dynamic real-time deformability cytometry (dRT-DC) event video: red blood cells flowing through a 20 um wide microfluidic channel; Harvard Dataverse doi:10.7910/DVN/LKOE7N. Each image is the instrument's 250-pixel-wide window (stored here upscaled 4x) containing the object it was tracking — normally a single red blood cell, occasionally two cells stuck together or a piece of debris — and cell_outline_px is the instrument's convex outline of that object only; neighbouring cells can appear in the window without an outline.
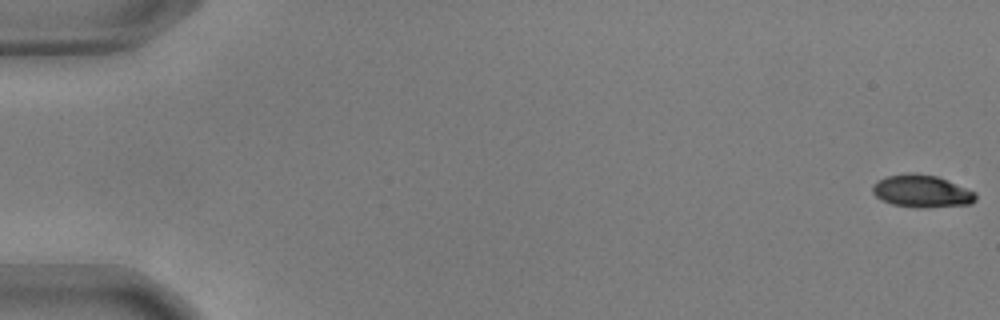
{"species": "common noctule bat (a hibernating species)", "species_latin": "Nyctalus noctula", "temperature_condition": "warm", "stored_images_in_passage": 16, "camera_frame_rate_fps": 3000, "um_per_image_px": 0.085, "animal": {"sex": "male", "body_mass_g": 17.9, "forearm_length_mm": 54.2}, "frame": {"image": 1, "passage_image": 1, "time_ms": 0.0, "image_size_px": [1000, 320], "cell_outline_px": [[976, 200], [972, 204], [924, 208], [916, 208], [892, 204], [876, 196], [872, 192], [872, 184], [888, 176], [908, 172], [912, 172], [936, 176], [948, 180], [976, 192]], "centroid_in_image_um": [78.37, 16.25], "position_along_channel_um": 6.6, "area_um2": 19.59}}
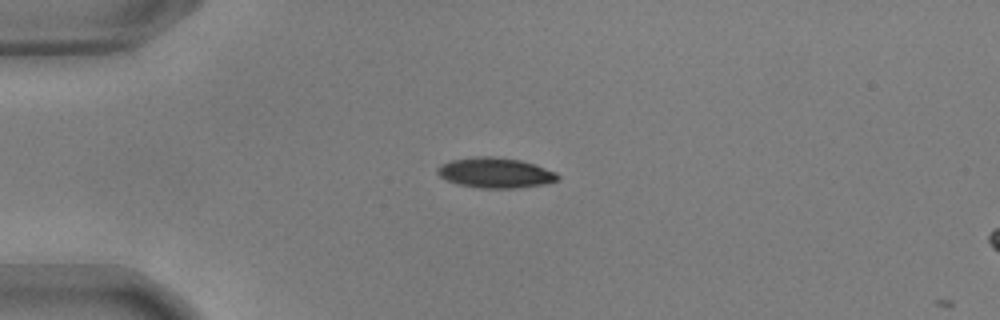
{"frame": {"image": 2, "passage_image": 15, "time_ms": 4.667, "image_size_px": [1000, 320], "cell_outline_px": [[560, 180], [544, 184], [520, 188], [480, 188], [456, 184], [440, 176], [436, 172], [436, 168], [440, 164], [452, 160], [476, 156], [492, 156], [520, 160], [556, 172], [560, 176]], "centroid_in_image_um": [42.09, 14.69], "position_along_channel_um": 42.9, "area_um2": 21.27}}